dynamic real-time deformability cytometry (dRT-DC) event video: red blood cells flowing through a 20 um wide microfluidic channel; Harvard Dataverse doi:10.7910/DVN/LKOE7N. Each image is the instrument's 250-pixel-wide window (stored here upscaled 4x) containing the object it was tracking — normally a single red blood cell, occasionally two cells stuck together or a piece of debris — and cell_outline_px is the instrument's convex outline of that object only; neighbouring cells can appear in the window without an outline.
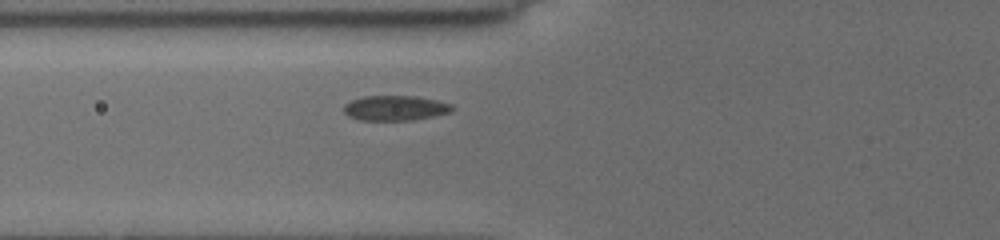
{"species": "common noctule bat (a hibernating species)", "species_latin": "Nyctalus noctula", "temperature_condition": "cold", "stored_images_in_passage": 5, "camera_frame_rate_fps": 3000, "um_per_image_px": 0.085, "animal": {"sex": "female", "body_mass_g": 19.5, "forearm_length_mm": 54.1}, "frame": {"image": 1, "passage_image": 4, "time_ms": 3.333, "image_size_px": [1000, 240], "cell_outline_px": [[456, 108], [448, 112], [432, 116], [412, 120], [360, 120], [348, 116], [344, 112], [344, 104], [352, 100], [364, 96], [416, 96], [436, 100], [452, 104]], "centroid_in_image_um": [33.58, 9.18], "position_along_channel_um": 92.2, "area_um2": 15.72}}